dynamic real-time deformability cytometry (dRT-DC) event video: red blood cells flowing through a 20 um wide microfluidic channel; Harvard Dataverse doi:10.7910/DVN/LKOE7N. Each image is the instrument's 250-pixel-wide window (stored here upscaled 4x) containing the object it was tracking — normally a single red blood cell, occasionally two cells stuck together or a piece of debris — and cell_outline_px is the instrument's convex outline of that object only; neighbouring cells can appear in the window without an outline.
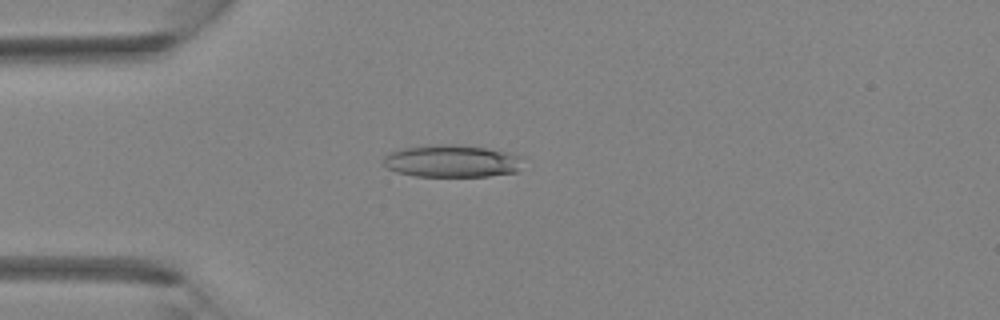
{"species": "Egyptian fruit bat (a non-hibernating species)", "species_latin": "Rousettus aegyptiacus", "temperature_condition": "room temperature", "stored_images_in_passage": 1, "camera_frame_rate_fps": 3000, "um_per_image_px": 0.085, "animal": {"sex": "female"}, "frame": {"image": 1, "passage_image": 1, "time_ms": 0.0, "image_size_px": [1000, 320], "cell_outline_px": [[524, 156], [516, 172], [488, 176], [416, 176], [396, 172], [388, 168], [384, 164], [384, 156], [400, 148], [432, 144], [456, 144], [488, 148], [512, 152]], "centroid_in_image_um": [38.43, 13.67], "position_along_channel_um": 46.6, "area_um2": 26.59}}